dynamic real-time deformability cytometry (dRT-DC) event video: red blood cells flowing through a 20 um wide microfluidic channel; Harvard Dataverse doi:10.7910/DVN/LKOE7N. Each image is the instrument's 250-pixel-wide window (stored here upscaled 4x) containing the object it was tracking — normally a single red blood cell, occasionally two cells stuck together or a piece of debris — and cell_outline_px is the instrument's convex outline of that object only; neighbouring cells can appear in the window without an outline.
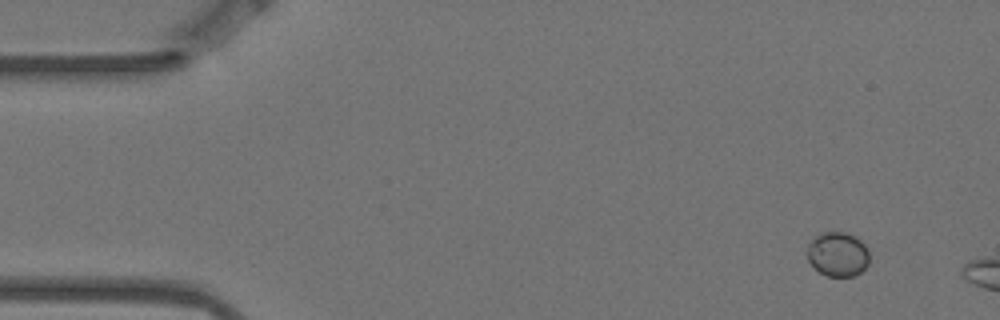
{"species": "Egyptian fruit bat (a non-hibernating species)", "species_latin": "Rousettus aegyptiacus", "temperature_condition": "warm", "stored_images_in_passage": 2, "camera_frame_rate_fps": 3000, "um_per_image_px": 0.085, "animal": {"sex": "female"}, "frame": {"image": 1, "passage_image": 1, "time_ms": 0.0, "image_size_px": [1000, 320], "cell_outline_px": [[868, 264], [860, 272], [852, 276], [828, 276], [820, 272], [808, 260], [808, 244], [820, 232], [848, 232], [856, 236], [864, 244], [868, 252]], "centroid_in_image_um": [71.22, 21.59], "position_along_channel_um": 13.8, "area_um2": 15.95}}